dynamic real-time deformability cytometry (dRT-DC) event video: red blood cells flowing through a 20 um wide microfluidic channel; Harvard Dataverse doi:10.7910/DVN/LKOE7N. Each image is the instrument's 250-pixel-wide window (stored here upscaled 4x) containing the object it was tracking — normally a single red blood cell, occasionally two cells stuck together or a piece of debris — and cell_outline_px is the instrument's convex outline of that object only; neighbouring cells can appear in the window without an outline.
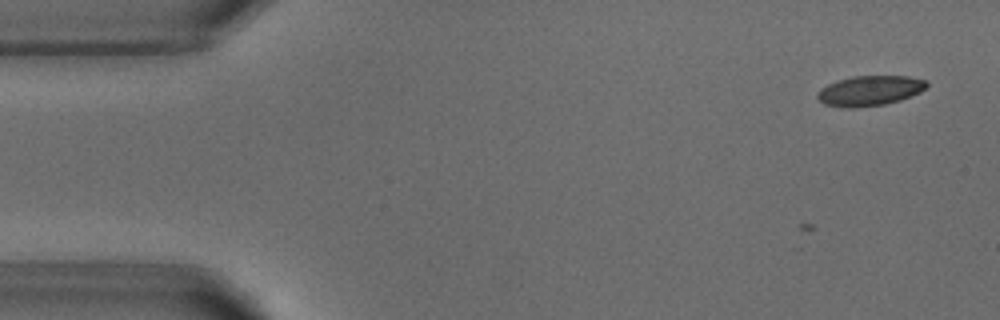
{"species": "common noctule bat (a hibernating species)", "species_latin": "Nyctalus noctula", "temperature_condition": "warm", "stored_images_in_passage": 14, "camera_frame_rate_fps": 3000, "um_per_image_px": 0.085, "animal": {"sex": "male", "body_mass_g": 18.8}, "frame": {"image": 1, "passage_image": 1, "time_ms": 0.0, "image_size_px": [1000, 320], "cell_outline_px": [[928, 84], [920, 92], [900, 100], [884, 104], [824, 104], [816, 96], [820, 88], [828, 84], [852, 76], [908, 76], [924, 80]], "centroid_in_image_um": [73.98, 7.64], "position_along_channel_um": 11.0, "area_um2": 17.98}}